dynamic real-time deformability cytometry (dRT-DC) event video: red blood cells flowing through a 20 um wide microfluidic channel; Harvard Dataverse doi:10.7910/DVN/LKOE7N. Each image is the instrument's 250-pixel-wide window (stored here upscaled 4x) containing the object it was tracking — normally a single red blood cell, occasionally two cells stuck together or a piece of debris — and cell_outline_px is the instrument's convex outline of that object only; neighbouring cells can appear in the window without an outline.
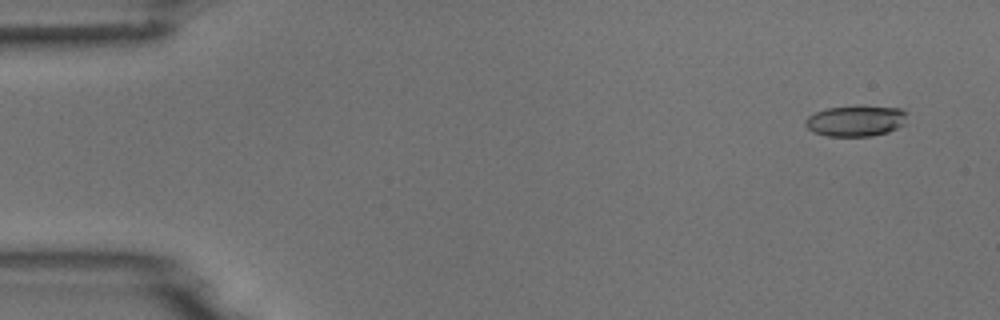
{"species": "common noctule bat (a hibernating species)", "species_latin": "Nyctalus noctula", "temperature_condition": "room temperature", "stored_images_in_passage": 6, "camera_frame_rate_fps": 3000, "um_per_image_px": 0.085, "animal": {"sex": "male", "body_mass_g": 18.8}, "frame": {"image": 1, "passage_image": 2, "time_ms": 1.0, "image_size_px": [1000, 320], "cell_outline_px": [[904, 124], [888, 132], [872, 136], [828, 136], [812, 132], [804, 124], [804, 120], [808, 116], [816, 112], [828, 108], [900, 108], [904, 112]], "centroid_in_image_um": [72.66, 10.32], "position_along_channel_um": 12.3, "area_um2": 17.51}}
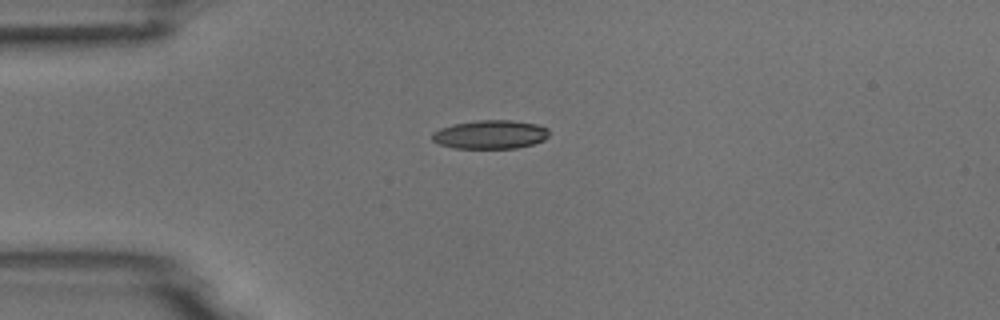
{"frame": {"image": 2, "passage_image": 4, "time_ms": 4.333, "image_size_px": [1000, 320], "cell_outline_px": [[548, 136], [544, 140], [532, 144], [516, 148], [452, 148], [440, 144], [432, 140], [432, 132], [440, 128], [452, 124], [476, 120], [512, 120], [536, 124], [548, 128]], "centroid_in_image_um": [41.66, 11.43], "position_along_channel_um": 43.3, "area_um2": 19.59}}